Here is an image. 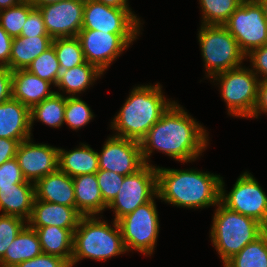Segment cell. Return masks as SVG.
<instances>
[{
	"label": "cell",
	"instance_id": "42",
	"mask_svg": "<svg viewBox=\"0 0 267 267\" xmlns=\"http://www.w3.org/2000/svg\"><path fill=\"white\" fill-rule=\"evenodd\" d=\"M19 144L18 140L0 138V166L15 158Z\"/></svg>",
	"mask_w": 267,
	"mask_h": 267
},
{
	"label": "cell",
	"instance_id": "28",
	"mask_svg": "<svg viewBox=\"0 0 267 267\" xmlns=\"http://www.w3.org/2000/svg\"><path fill=\"white\" fill-rule=\"evenodd\" d=\"M66 107V96L60 94L58 91L41 103L33 106L30 109V127L34 120H40L42 123L57 128L64 124Z\"/></svg>",
	"mask_w": 267,
	"mask_h": 267
},
{
	"label": "cell",
	"instance_id": "2",
	"mask_svg": "<svg viewBox=\"0 0 267 267\" xmlns=\"http://www.w3.org/2000/svg\"><path fill=\"white\" fill-rule=\"evenodd\" d=\"M157 198L183 208H208L220 202V175L196 169L156 167Z\"/></svg>",
	"mask_w": 267,
	"mask_h": 267
},
{
	"label": "cell",
	"instance_id": "7",
	"mask_svg": "<svg viewBox=\"0 0 267 267\" xmlns=\"http://www.w3.org/2000/svg\"><path fill=\"white\" fill-rule=\"evenodd\" d=\"M211 79L220 83L221 96L227 104L229 115L251 118L260 81L252 69L239 66L218 73Z\"/></svg>",
	"mask_w": 267,
	"mask_h": 267
},
{
	"label": "cell",
	"instance_id": "12",
	"mask_svg": "<svg viewBox=\"0 0 267 267\" xmlns=\"http://www.w3.org/2000/svg\"><path fill=\"white\" fill-rule=\"evenodd\" d=\"M139 34H112L99 30L81 29L77 35L85 61L102 73L119 57Z\"/></svg>",
	"mask_w": 267,
	"mask_h": 267
},
{
	"label": "cell",
	"instance_id": "33",
	"mask_svg": "<svg viewBox=\"0 0 267 267\" xmlns=\"http://www.w3.org/2000/svg\"><path fill=\"white\" fill-rule=\"evenodd\" d=\"M26 70L56 86L61 68L54 47L51 46L41 53Z\"/></svg>",
	"mask_w": 267,
	"mask_h": 267
},
{
	"label": "cell",
	"instance_id": "34",
	"mask_svg": "<svg viewBox=\"0 0 267 267\" xmlns=\"http://www.w3.org/2000/svg\"><path fill=\"white\" fill-rule=\"evenodd\" d=\"M94 117L92 110L85 101L79 97H66L64 123L73 130H79L87 125Z\"/></svg>",
	"mask_w": 267,
	"mask_h": 267
},
{
	"label": "cell",
	"instance_id": "10",
	"mask_svg": "<svg viewBox=\"0 0 267 267\" xmlns=\"http://www.w3.org/2000/svg\"><path fill=\"white\" fill-rule=\"evenodd\" d=\"M220 202L230 210L255 219L267 229V195L251 173L241 174L228 194L221 177Z\"/></svg>",
	"mask_w": 267,
	"mask_h": 267
},
{
	"label": "cell",
	"instance_id": "30",
	"mask_svg": "<svg viewBox=\"0 0 267 267\" xmlns=\"http://www.w3.org/2000/svg\"><path fill=\"white\" fill-rule=\"evenodd\" d=\"M202 25H224L243 0H199Z\"/></svg>",
	"mask_w": 267,
	"mask_h": 267
},
{
	"label": "cell",
	"instance_id": "24",
	"mask_svg": "<svg viewBox=\"0 0 267 267\" xmlns=\"http://www.w3.org/2000/svg\"><path fill=\"white\" fill-rule=\"evenodd\" d=\"M81 145L69 151L59 148L58 168L71 178L84 174H96L99 170L98 152L86 144Z\"/></svg>",
	"mask_w": 267,
	"mask_h": 267
},
{
	"label": "cell",
	"instance_id": "15",
	"mask_svg": "<svg viewBox=\"0 0 267 267\" xmlns=\"http://www.w3.org/2000/svg\"><path fill=\"white\" fill-rule=\"evenodd\" d=\"M85 0H65L38 7L50 37H77L82 29Z\"/></svg>",
	"mask_w": 267,
	"mask_h": 267
},
{
	"label": "cell",
	"instance_id": "16",
	"mask_svg": "<svg viewBox=\"0 0 267 267\" xmlns=\"http://www.w3.org/2000/svg\"><path fill=\"white\" fill-rule=\"evenodd\" d=\"M15 158L26 181L36 183L58 169L59 148L34 144L31 138L20 142Z\"/></svg>",
	"mask_w": 267,
	"mask_h": 267
},
{
	"label": "cell",
	"instance_id": "48",
	"mask_svg": "<svg viewBox=\"0 0 267 267\" xmlns=\"http://www.w3.org/2000/svg\"><path fill=\"white\" fill-rule=\"evenodd\" d=\"M258 2L261 4L264 10V15L267 19V0H258Z\"/></svg>",
	"mask_w": 267,
	"mask_h": 267
},
{
	"label": "cell",
	"instance_id": "23",
	"mask_svg": "<svg viewBox=\"0 0 267 267\" xmlns=\"http://www.w3.org/2000/svg\"><path fill=\"white\" fill-rule=\"evenodd\" d=\"M53 38L49 35L13 38L9 65L11 71L27 69L31 62L52 46Z\"/></svg>",
	"mask_w": 267,
	"mask_h": 267
},
{
	"label": "cell",
	"instance_id": "19",
	"mask_svg": "<svg viewBox=\"0 0 267 267\" xmlns=\"http://www.w3.org/2000/svg\"><path fill=\"white\" fill-rule=\"evenodd\" d=\"M35 198L75 207L73 179L58 168L35 183Z\"/></svg>",
	"mask_w": 267,
	"mask_h": 267
},
{
	"label": "cell",
	"instance_id": "11",
	"mask_svg": "<svg viewBox=\"0 0 267 267\" xmlns=\"http://www.w3.org/2000/svg\"><path fill=\"white\" fill-rule=\"evenodd\" d=\"M155 197H157L156 167L145 164L137 172L124 177L117 196L107 208L113 209L114 220L118 221Z\"/></svg>",
	"mask_w": 267,
	"mask_h": 267
},
{
	"label": "cell",
	"instance_id": "14",
	"mask_svg": "<svg viewBox=\"0 0 267 267\" xmlns=\"http://www.w3.org/2000/svg\"><path fill=\"white\" fill-rule=\"evenodd\" d=\"M99 169L126 176L137 172L145 163L139 141L111 136L98 153Z\"/></svg>",
	"mask_w": 267,
	"mask_h": 267
},
{
	"label": "cell",
	"instance_id": "9",
	"mask_svg": "<svg viewBox=\"0 0 267 267\" xmlns=\"http://www.w3.org/2000/svg\"><path fill=\"white\" fill-rule=\"evenodd\" d=\"M154 200L139 206L117 221L127 252L136 250L150 256L154 252L160 228Z\"/></svg>",
	"mask_w": 267,
	"mask_h": 267
},
{
	"label": "cell",
	"instance_id": "37",
	"mask_svg": "<svg viewBox=\"0 0 267 267\" xmlns=\"http://www.w3.org/2000/svg\"><path fill=\"white\" fill-rule=\"evenodd\" d=\"M26 181L16 158L6 161L0 166V188L13 186Z\"/></svg>",
	"mask_w": 267,
	"mask_h": 267
},
{
	"label": "cell",
	"instance_id": "4",
	"mask_svg": "<svg viewBox=\"0 0 267 267\" xmlns=\"http://www.w3.org/2000/svg\"><path fill=\"white\" fill-rule=\"evenodd\" d=\"M112 225L96 216L81 218L74 231L71 267L83 258L106 261L127 251L118 222L113 220Z\"/></svg>",
	"mask_w": 267,
	"mask_h": 267
},
{
	"label": "cell",
	"instance_id": "46",
	"mask_svg": "<svg viewBox=\"0 0 267 267\" xmlns=\"http://www.w3.org/2000/svg\"><path fill=\"white\" fill-rule=\"evenodd\" d=\"M23 0H0V10L17 6Z\"/></svg>",
	"mask_w": 267,
	"mask_h": 267
},
{
	"label": "cell",
	"instance_id": "40",
	"mask_svg": "<svg viewBox=\"0 0 267 267\" xmlns=\"http://www.w3.org/2000/svg\"><path fill=\"white\" fill-rule=\"evenodd\" d=\"M246 57L250 59L252 71L257 77L259 78L258 74L263 75L259 80H267V44L253 49Z\"/></svg>",
	"mask_w": 267,
	"mask_h": 267
},
{
	"label": "cell",
	"instance_id": "21",
	"mask_svg": "<svg viewBox=\"0 0 267 267\" xmlns=\"http://www.w3.org/2000/svg\"><path fill=\"white\" fill-rule=\"evenodd\" d=\"M35 199V184L23 182L0 188V211L2 215L17 216L28 221Z\"/></svg>",
	"mask_w": 267,
	"mask_h": 267
},
{
	"label": "cell",
	"instance_id": "18",
	"mask_svg": "<svg viewBox=\"0 0 267 267\" xmlns=\"http://www.w3.org/2000/svg\"><path fill=\"white\" fill-rule=\"evenodd\" d=\"M30 109L10 98L0 104V138L22 142L31 138Z\"/></svg>",
	"mask_w": 267,
	"mask_h": 267
},
{
	"label": "cell",
	"instance_id": "45",
	"mask_svg": "<svg viewBox=\"0 0 267 267\" xmlns=\"http://www.w3.org/2000/svg\"><path fill=\"white\" fill-rule=\"evenodd\" d=\"M105 4L106 6L120 8V9H130L128 5V0H93Z\"/></svg>",
	"mask_w": 267,
	"mask_h": 267
},
{
	"label": "cell",
	"instance_id": "29",
	"mask_svg": "<svg viewBox=\"0 0 267 267\" xmlns=\"http://www.w3.org/2000/svg\"><path fill=\"white\" fill-rule=\"evenodd\" d=\"M224 267H267V230L229 259Z\"/></svg>",
	"mask_w": 267,
	"mask_h": 267
},
{
	"label": "cell",
	"instance_id": "1",
	"mask_svg": "<svg viewBox=\"0 0 267 267\" xmlns=\"http://www.w3.org/2000/svg\"><path fill=\"white\" fill-rule=\"evenodd\" d=\"M208 134L177 102H174L140 141L142 157L148 163L153 150L173 159L195 161L208 146Z\"/></svg>",
	"mask_w": 267,
	"mask_h": 267
},
{
	"label": "cell",
	"instance_id": "43",
	"mask_svg": "<svg viewBox=\"0 0 267 267\" xmlns=\"http://www.w3.org/2000/svg\"><path fill=\"white\" fill-rule=\"evenodd\" d=\"M13 38L0 26V66H8Z\"/></svg>",
	"mask_w": 267,
	"mask_h": 267
},
{
	"label": "cell",
	"instance_id": "32",
	"mask_svg": "<svg viewBox=\"0 0 267 267\" xmlns=\"http://www.w3.org/2000/svg\"><path fill=\"white\" fill-rule=\"evenodd\" d=\"M31 0H23L17 6L0 10V26L12 37H19L22 27L34 9Z\"/></svg>",
	"mask_w": 267,
	"mask_h": 267
},
{
	"label": "cell",
	"instance_id": "3",
	"mask_svg": "<svg viewBox=\"0 0 267 267\" xmlns=\"http://www.w3.org/2000/svg\"><path fill=\"white\" fill-rule=\"evenodd\" d=\"M175 101L164 98L162 87L141 85L132 89L111 122L115 136L141 141Z\"/></svg>",
	"mask_w": 267,
	"mask_h": 267
},
{
	"label": "cell",
	"instance_id": "36",
	"mask_svg": "<svg viewBox=\"0 0 267 267\" xmlns=\"http://www.w3.org/2000/svg\"><path fill=\"white\" fill-rule=\"evenodd\" d=\"M96 177L104 204L108 207L117 196L125 176L112 171L99 169Z\"/></svg>",
	"mask_w": 267,
	"mask_h": 267
},
{
	"label": "cell",
	"instance_id": "25",
	"mask_svg": "<svg viewBox=\"0 0 267 267\" xmlns=\"http://www.w3.org/2000/svg\"><path fill=\"white\" fill-rule=\"evenodd\" d=\"M41 253L38 234L35 229L27 224L7 248L4 257L0 260V267H15L17 264L30 260Z\"/></svg>",
	"mask_w": 267,
	"mask_h": 267
},
{
	"label": "cell",
	"instance_id": "27",
	"mask_svg": "<svg viewBox=\"0 0 267 267\" xmlns=\"http://www.w3.org/2000/svg\"><path fill=\"white\" fill-rule=\"evenodd\" d=\"M103 73L94 65L85 62L73 68L62 70L56 84L63 92L76 97L77 93L88 89Z\"/></svg>",
	"mask_w": 267,
	"mask_h": 267
},
{
	"label": "cell",
	"instance_id": "39",
	"mask_svg": "<svg viewBox=\"0 0 267 267\" xmlns=\"http://www.w3.org/2000/svg\"><path fill=\"white\" fill-rule=\"evenodd\" d=\"M15 267H71L70 263L58 256L45 253L17 264Z\"/></svg>",
	"mask_w": 267,
	"mask_h": 267
},
{
	"label": "cell",
	"instance_id": "26",
	"mask_svg": "<svg viewBox=\"0 0 267 267\" xmlns=\"http://www.w3.org/2000/svg\"><path fill=\"white\" fill-rule=\"evenodd\" d=\"M38 234L42 253L58 256L71 264L75 229L57 226L31 227Z\"/></svg>",
	"mask_w": 267,
	"mask_h": 267
},
{
	"label": "cell",
	"instance_id": "38",
	"mask_svg": "<svg viewBox=\"0 0 267 267\" xmlns=\"http://www.w3.org/2000/svg\"><path fill=\"white\" fill-rule=\"evenodd\" d=\"M39 35H48L42 13L38 8H34L28 15L20 36L32 37Z\"/></svg>",
	"mask_w": 267,
	"mask_h": 267
},
{
	"label": "cell",
	"instance_id": "22",
	"mask_svg": "<svg viewBox=\"0 0 267 267\" xmlns=\"http://www.w3.org/2000/svg\"><path fill=\"white\" fill-rule=\"evenodd\" d=\"M72 179L75 191V208L83 216H95L107 208L96 174L79 175Z\"/></svg>",
	"mask_w": 267,
	"mask_h": 267
},
{
	"label": "cell",
	"instance_id": "13",
	"mask_svg": "<svg viewBox=\"0 0 267 267\" xmlns=\"http://www.w3.org/2000/svg\"><path fill=\"white\" fill-rule=\"evenodd\" d=\"M140 19L130 9L106 6L85 0L82 29L99 30L112 34H140Z\"/></svg>",
	"mask_w": 267,
	"mask_h": 267
},
{
	"label": "cell",
	"instance_id": "41",
	"mask_svg": "<svg viewBox=\"0 0 267 267\" xmlns=\"http://www.w3.org/2000/svg\"><path fill=\"white\" fill-rule=\"evenodd\" d=\"M12 98V71L0 66V104Z\"/></svg>",
	"mask_w": 267,
	"mask_h": 267
},
{
	"label": "cell",
	"instance_id": "47",
	"mask_svg": "<svg viewBox=\"0 0 267 267\" xmlns=\"http://www.w3.org/2000/svg\"><path fill=\"white\" fill-rule=\"evenodd\" d=\"M61 1H65V0H31V2L35 8L45 6L48 4L58 3Z\"/></svg>",
	"mask_w": 267,
	"mask_h": 267
},
{
	"label": "cell",
	"instance_id": "5",
	"mask_svg": "<svg viewBox=\"0 0 267 267\" xmlns=\"http://www.w3.org/2000/svg\"><path fill=\"white\" fill-rule=\"evenodd\" d=\"M216 207L210 236L224 265L267 229L255 219L230 210L221 202Z\"/></svg>",
	"mask_w": 267,
	"mask_h": 267
},
{
	"label": "cell",
	"instance_id": "6",
	"mask_svg": "<svg viewBox=\"0 0 267 267\" xmlns=\"http://www.w3.org/2000/svg\"><path fill=\"white\" fill-rule=\"evenodd\" d=\"M198 39L208 77L242 66L246 55L223 25H201ZM245 57V58H244Z\"/></svg>",
	"mask_w": 267,
	"mask_h": 267
},
{
	"label": "cell",
	"instance_id": "17",
	"mask_svg": "<svg viewBox=\"0 0 267 267\" xmlns=\"http://www.w3.org/2000/svg\"><path fill=\"white\" fill-rule=\"evenodd\" d=\"M83 215L66 205L34 199L32 213L27 221L30 227L57 226L76 229Z\"/></svg>",
	"mask_w": 267,
	"mask_h": 267
},
{
	"label": "cell",
	"instance_id": "44",
	"mask_svg": "<svg viewBox=\"0 0 267 267\" xmlns=\"http://www.w3.org/2000/svg\"><path fill=\"white\" fill-rule=\"evenodd\" d=\"M261 112L267 113V80L259 81L257 102L251 118H257Z\"/></svg>",
	"mask_w": 267,
	"mask_h": 267
},
{
	"label": "cell",
	"instance_id": "31",
	"mask_svg": "<svg viewBox=\"0 0 267 267\" xmlns=\"http://www.w3.org/2000/svg\"><path fill=\"white\" fill-rule=\"evenodd\" d=\"M52 46L56 52L61 71L86 62L81 43L77 37L54 38Z\"/></svg>",
	"mask_w": 267,
	"mask_h": 267
},
{
	"label": "cell",
	"instance_id": "20",
	"mask_svg": "<svg viewBox=\"0 0 267 267\" xmlns=\"http://www.w3.org/2000/svg\"><path fill=\"white\" fill-rule=\"evenodd\" d=\"M50 86V82L26 69L12 71V98L20 101L29 109L55 93L50 90Z\"/></svg>",
	"mask_w": 267,
	"mask_h": 267
},
{
	"label": "cell",
	"instance_id": "8",
	"mask_svg": "<svg viewBox=\"0 0 267 267\" xmlns=\"http://www.w3.org/2000/svg\"><path fill=\"white\" fill-rule=\"evenodd\" d=\"M223 26L245 55L267 44V19L258 0H243Z\"/></svg>",
	"mask_w": 267,
	"mask_h": 267
},
{
	"label": "cell",
	"instance_id": "35",
	"mask_svg": "<svg viewBox=\"0 0 267 267\" xmlns=\"http://www.w3.org/2000/svg\"><path fill=\"white\" fill-rule=\"evenodd\" d=\"M26 223L27 221L17 216L0 215V260Z\"/></svg>",
	"mask_w": 267,
	"mask_h": 267
}]
</instances>
